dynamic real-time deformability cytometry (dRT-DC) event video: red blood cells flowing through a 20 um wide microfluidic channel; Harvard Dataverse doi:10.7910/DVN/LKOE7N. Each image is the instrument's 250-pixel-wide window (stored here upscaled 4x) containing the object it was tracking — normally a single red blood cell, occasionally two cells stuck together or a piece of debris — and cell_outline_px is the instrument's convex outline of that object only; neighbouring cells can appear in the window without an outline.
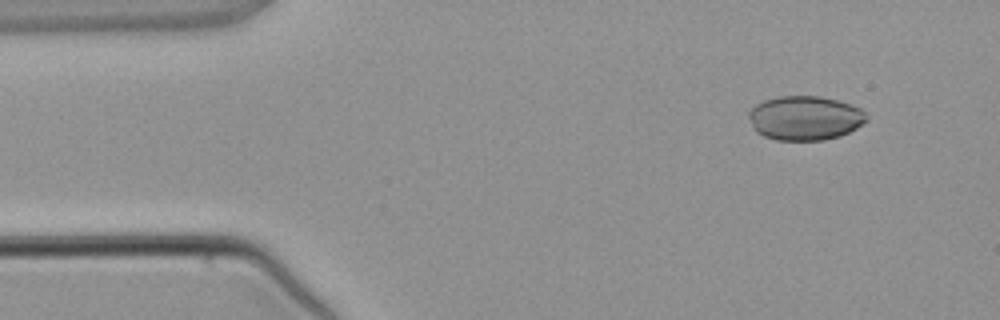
{"species": "common noctule bat (a hibernating species)", "species_latin": "Nyctalus noctula", "temperature_condition": "warm", "stored_images_in_passage": 4, "camera_frame_rate_fps": 3000, "um_per_image_px": 0.085, "animal": {"sex": "male", "body_mass_g": 21.5, "forearm_length_mm": 52.0}, "frame": {"image": 1, "passage_image": 1, "time_ms": 0.0, "image_size_px": [1000, 320], "cell_outline_px": [[868, 116], [856, 128], [840, 136], [824, 140], [776, 140], [764, 136], [756, 132], [752, 128], [748, 116], [748, 112], [756, 104], [764, 100], [780, 96], [820, 96], [852, 104], [860, 108]], "centroid_in_image_um": [68.38, 10.03], "position_along_channel_um": 16.6, "area_um2": 30.4}}
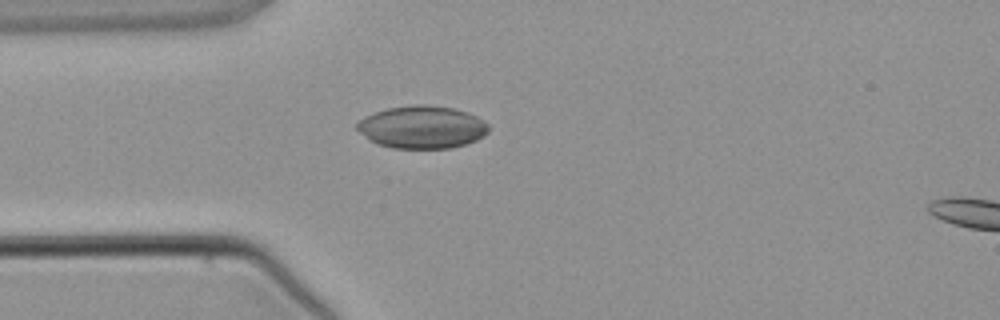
{"frame": {"image": 2, "passage_image": 3, "time_ms": 2.333, "image_size_px": [1000, 320], "cell_outline_px": [[488, 132], [484, 136], [476, 140], [452, 148], [392, 148], [368, 140], [356, 128], [356, 124], [364, 116], [388, 108], [412, 104], [424, 104], [452, 108], [468, 112], [484, 120], [488, 124]], "centroid_in_image_um": [35.88, 10.8], "position_along_channel_um": 49.1, "area_um2": 32.71}}